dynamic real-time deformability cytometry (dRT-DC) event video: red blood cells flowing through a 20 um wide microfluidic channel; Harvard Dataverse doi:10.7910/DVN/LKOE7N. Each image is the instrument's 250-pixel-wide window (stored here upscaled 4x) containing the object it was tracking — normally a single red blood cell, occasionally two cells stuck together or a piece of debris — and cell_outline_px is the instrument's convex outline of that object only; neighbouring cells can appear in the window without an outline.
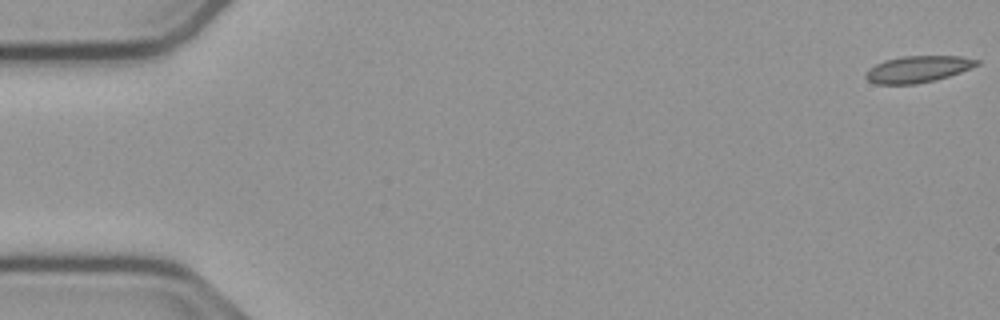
{"species": "common noctule bat (a hibernating species)", "species_latin": "Nyctalus noctula", "temperature_condition": "cold", "stored_images_in_passage": 55, "camera_frame_rate_fps": 3000, "um_per_image_px": 0.085, "animal": {"sex": "male", "body_mass_g": 23.1, "forearm_length_mm": 52.7}, "frame": {"image": 1, "passage_image": 1, "time_ms": 0.0, "image_size_px": [1000, 320], "cell_outline_px": [[980, 64], [960, 72], [936, 80], [916, 84], [876, 84], [868, 80], [864, 76], [868, 68], [884, 60], [904, 56], [960, 56], [980, 60]], "centroid_in_image_um": [78.0, 5.88], "position_along_channel_um": 7.0, "area_um2": 17.22}}
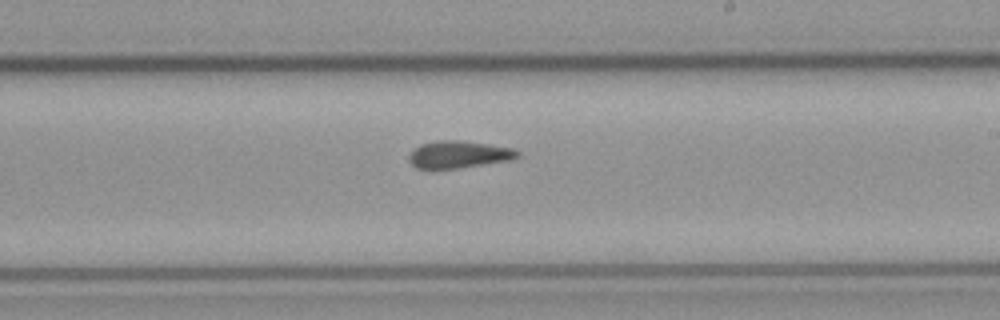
{"frame": {"image": 2, "passage_image": 32, "time_ms": 10.333, "image_size_px": [1000, 320], "cell_outline_px": [[520, 156], [512, 160], [456, 168], [416, 168], [408, 160], [408, 156], [412, 148], [420, 144], [440, 140], [460, 140], [488, 144], [512, 148], [520, 152]], "centroid_in_image_um": [38.98, 13.12], "position_along_channel_um": 250.0, "area_um2": 17.22}}
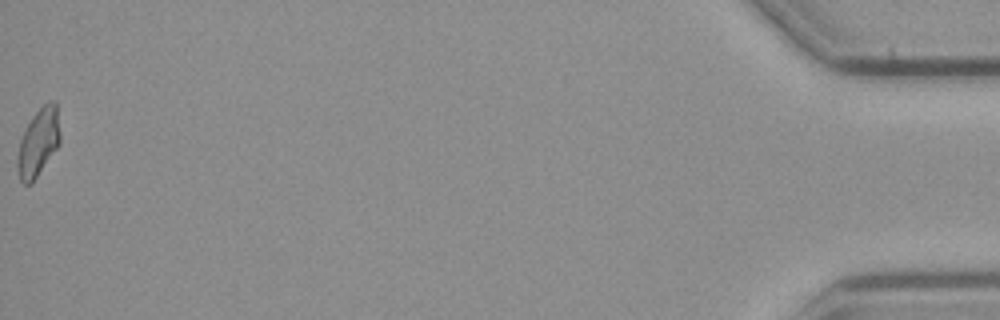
{"frame": {"image": 3, "passage_image": 55, "time_ms": 18.0, "image_size_px": [1000, 320], "cell_outline_px": [[60, 144], [32, 184], [24, 184], [20, 180], [16, 164], [16, 160], [20, 140], [32, 116], [48, 100], [56, 100], [60, 132]], "centroid_in_image_um": [3.27, 12.11], "position_along_channel_um": 431.9, "area_um2": 16.99}, "authors_computed_cell_mechanics": {"area_um2": 17.2822, "velocity_mm_per_s": 3.7787, "shape_relaxation_time_tau1_ms": null, "shape_relaxation_time_tau2_ms": 4.2644, "deformation_change_tau1": null, "deformation_change_tau2": 0.1239}}